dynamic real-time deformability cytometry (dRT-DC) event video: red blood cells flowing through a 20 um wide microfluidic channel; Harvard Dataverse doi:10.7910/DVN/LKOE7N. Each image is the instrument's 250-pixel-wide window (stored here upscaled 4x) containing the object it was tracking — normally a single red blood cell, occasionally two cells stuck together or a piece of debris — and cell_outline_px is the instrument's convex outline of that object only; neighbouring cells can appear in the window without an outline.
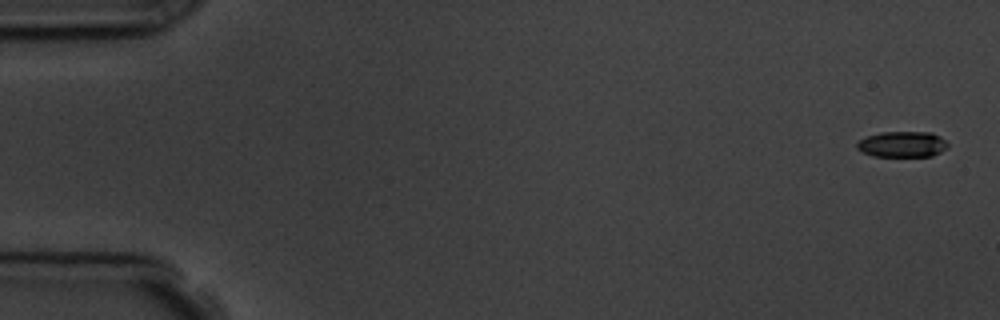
{"species": "common noctule bat (a hibernating species)", "species_latin": "Nyctalus noctula", "temperature_condition": "room temperature", "stored_images_in_passage": 3, "camera_frame_rate_fps": 3000, "um_per_image_px": 0.085, "animal": {"sex": "male", "body_mass_g": 19.5, "forearm_length_mm": 54.6}, "frame": {"image": 1, "passage_image": 1, "time_ms": 0.0, "image_size_px": [1000, 320], "cell_outline_px": [[948, 148], [932, 156], [872, 156], [856, 148], [856, 144], [860, 140], [868, 136], [880, 132], [932, 132], [940, 136], [948, 144]], "centroid_in_image_um": [76.72, 12.26], "position_along_channel_um": 8.3, "area_um2": 13.64}}